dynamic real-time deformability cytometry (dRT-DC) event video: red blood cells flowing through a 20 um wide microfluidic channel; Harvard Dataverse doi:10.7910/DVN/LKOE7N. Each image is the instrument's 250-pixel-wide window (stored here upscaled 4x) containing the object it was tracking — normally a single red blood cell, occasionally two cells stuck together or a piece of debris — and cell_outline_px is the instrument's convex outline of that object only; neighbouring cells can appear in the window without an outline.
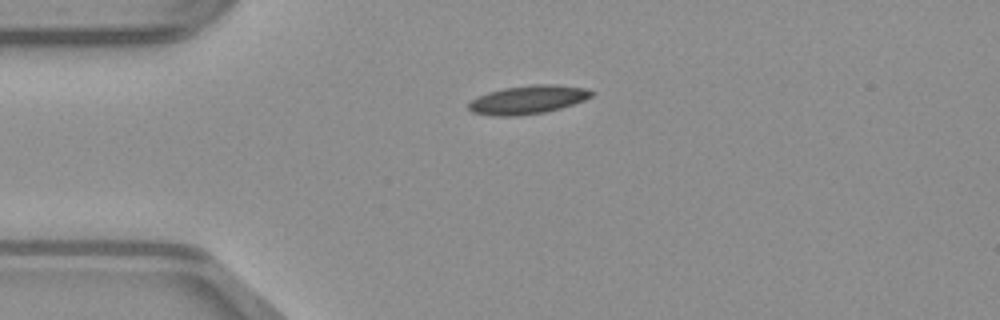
{"species": "common noctule bat (a hibernating species)", "species_latin": "Nyctalus noctula", "temperature_condition": "warm", "stored_images_in_passage": 38, "camera_frame_rate_fps": 3000, "um_per_image_px": 0.085, "animal": {"sex": "male", "body_mass_g": 23.1, "forearm_length_mm": 52.7}, "frame": {"image": 1, "passage_image": 1, "time_ms": 0.0, "image_size_px": [1000, 320], "cell_outline_px": [[596, 92], [592, 96], [584, 100], [560, 108], [544, 112], [516, 116], [492, 116], [472, 112], [468, 108], [468, 104], [476, 96], [488, 92], [504, 88], [532, 84], [556, 84], [584, 88]], "centroid_in_image_um": [44.85, 8.47], "position_along_channel_um": 40.1, "area_um2": 20.46}}
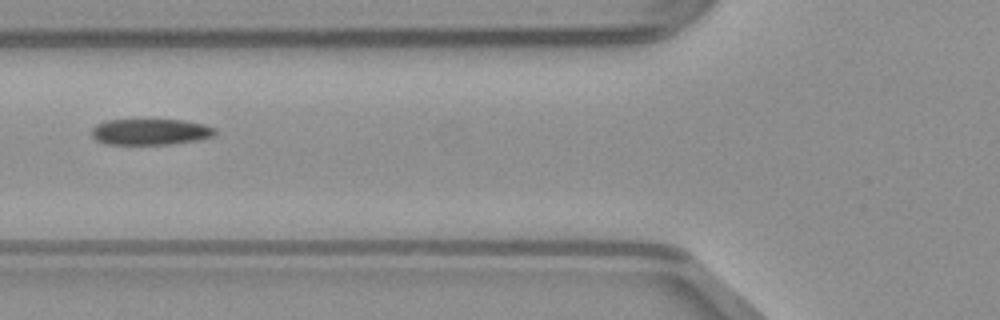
{"frame": {"image": 2, "passage_image": 8, "time_ms": 2.333, "image_size_px": [1000, 320], "cell_outline_px": [[216, 132], [212, 136], [200, 140], [172, 144], [104, 144], [96, 140], [92, 136], [92, 128], [96, 124], [104, 120], [184, 120], [204, 124], [216, 128]], "centroid_in_image_um": [12.78, 11.21], "position_along_channel_um": 113.0, "area_um2": 18.9}}
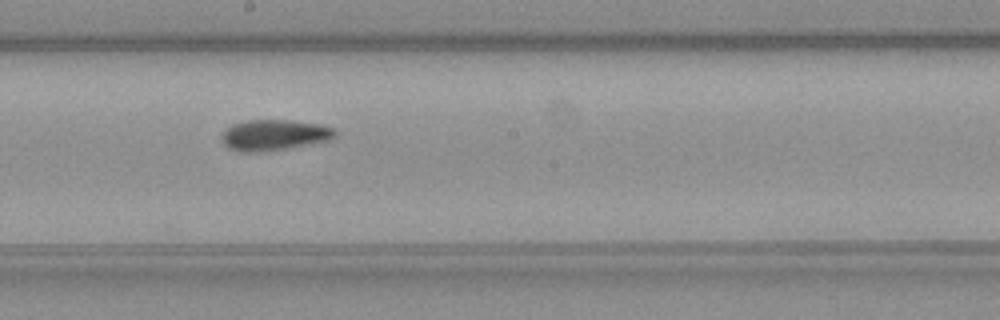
{"frame": {"image": 3, "passage_image": 16, "time_ms": 5.0, "image_size_px": [1000, 320], "cell_outline_px": [[336, 136], [332, 140], [312, 144], [264, 152], [240, 152], [228, 148], [224, 144], [220, 136], [232, 124], [244, 120], [288, 120], [320, 124], [332, 128], [336, 132]], "centroid_in_image_um": [23.31, 11.49], "position_along_channel_um": 224.9, "area_um2": 20.58}}